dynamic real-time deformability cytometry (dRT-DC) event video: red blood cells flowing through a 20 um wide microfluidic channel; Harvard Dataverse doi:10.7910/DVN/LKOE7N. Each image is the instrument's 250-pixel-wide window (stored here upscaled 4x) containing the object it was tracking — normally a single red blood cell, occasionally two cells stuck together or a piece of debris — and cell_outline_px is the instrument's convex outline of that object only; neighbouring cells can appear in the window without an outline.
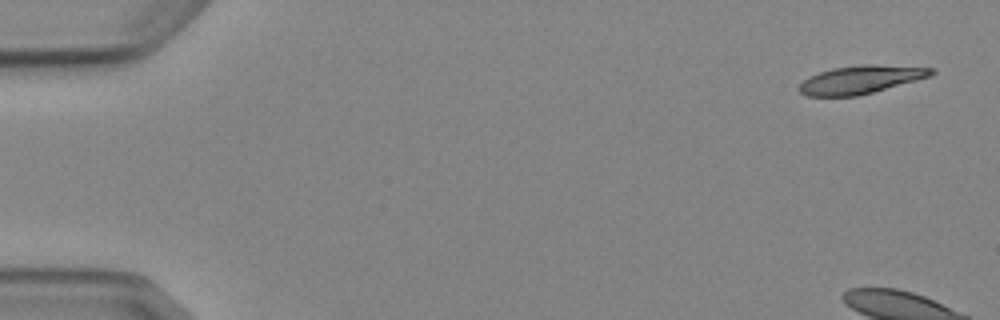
{"species": "Egyptian fruit bat (a non-hibernating species)", "species_latin": "Rousettus aegyptiacus", "temperature_condition": "cold", "stored_images_in_passage": 5, "camera_frame_rate_fps": 3000, "um_per_image_px": 0.085, "animal": {"sex": "female"}, "frame": {"image": 1, "passage_image": 1, "time_ms": 0.0, "image_size_px": [1000, 320], "cell_outline_px": [[936, 72], [932, 76], [872, 92], [856, 96], [808, 96], [800, 92], [800, 84], [808, 76], [832, 68], [860, 64], [876, 64], [936, 68]], "centroid_in_image_um": [73.2, 6.75], "position_along_channel_um": 11.8, "area_um2": 21.68}}